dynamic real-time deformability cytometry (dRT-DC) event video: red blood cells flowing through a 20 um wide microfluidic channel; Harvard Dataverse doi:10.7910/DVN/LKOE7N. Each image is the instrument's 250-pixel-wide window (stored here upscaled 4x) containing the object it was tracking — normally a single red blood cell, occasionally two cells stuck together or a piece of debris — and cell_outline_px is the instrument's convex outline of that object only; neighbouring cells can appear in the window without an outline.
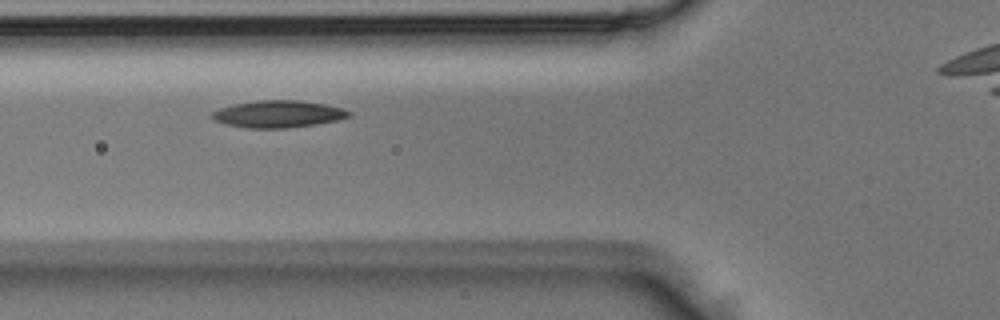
{"species": "Egyptian fruit bat (a non-hibernating species)", "species_latin": "Rousettus aegyptiacus", "temperature_condition": "room temperature", "stored_images_in_passage": 5, "camera_frame_rate_fps": 3000, "um_per_image_px": 0.085, "animal": {"sex": "male"}, "frame": {"image": 1, "passage_image": 5, "time_ms": 1.333, "image_size_px": [1000, 320], "cell_outline_px": [[352, 116], [340, 120], [288, 128], [248, 128], [228, 124], [216, 120], [212, 116], [212, 112], [220, 108], [236, 104], [260, 100], [300, 100], [324, 104], [344, 108], [352, 112]], "centroid_in_image_um": [23.74, 9.69], "position_along_channel_um": 102.1, "area_um2": 21.44}}